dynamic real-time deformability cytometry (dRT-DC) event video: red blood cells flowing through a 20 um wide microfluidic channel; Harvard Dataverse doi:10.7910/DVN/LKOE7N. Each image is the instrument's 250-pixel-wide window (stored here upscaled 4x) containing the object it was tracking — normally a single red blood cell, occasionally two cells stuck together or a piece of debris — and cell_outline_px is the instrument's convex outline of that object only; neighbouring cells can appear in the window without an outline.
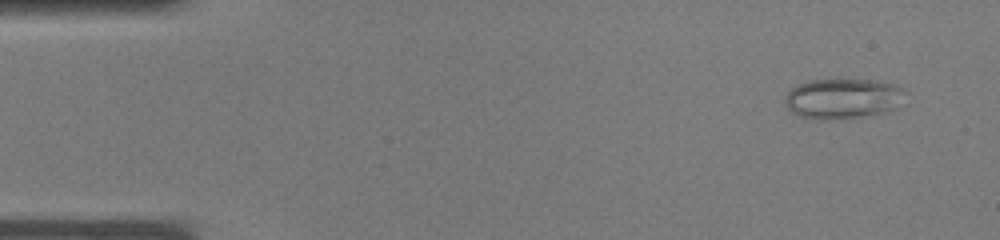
{"species": "common noctule bat (a hibernating species)", "species_latin": "Nyctalus noctula", "temperature_condition": "warm", "stored_images_in_passage": 35, "camera_frame_rate_fps": 3000, "um_per_image_px": 0.085, "animal": {"sex": "male", "body_mass_g": 19.0, "forearm_length_mm": 50.8}, "frame": {"image": 1, "passage_image": 1, "time_ms": 0.0, "image_size_px": [1000, 240], "cell_outline_px": [[908, 92], [900, 108], [884, 112], [864, 116], [820, 120], [816, 120], [800, 116], [792, 112], [788, 108], [784, 100], [788, 92], [796, 84], [808, 80], [828, 76], [836, 76], [876, 80], [892, 84]], "centroid_in_image_um": [71.66, 8.32], "position_along_channel_um": 13.3, "area_um2": 29.54}}
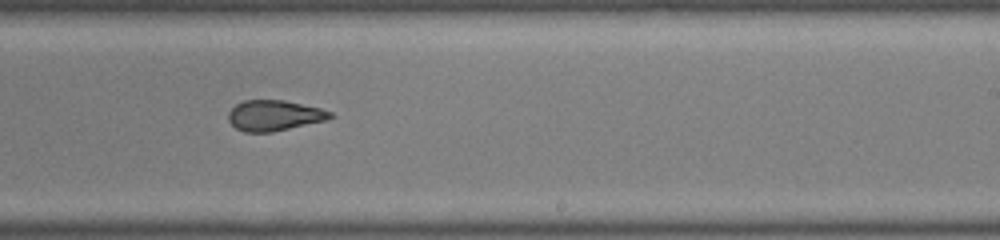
{"frame": {"image": 2, "passage_image": 21, "time_ms": 6.667, "image_size_px": [1000, 240], "cell_outline_px": [[336, 116], [328, 120], [272, 132], [244, 132], [236, 128], [228, 120], [228, 112], [236, 104], [244, 100], [284, 100], [320, 108], [332, 112]], "centroid_in_image_um": [23.33, 9.82], "position_along_channel_um": 265.7, "area_um2": 18.26}}
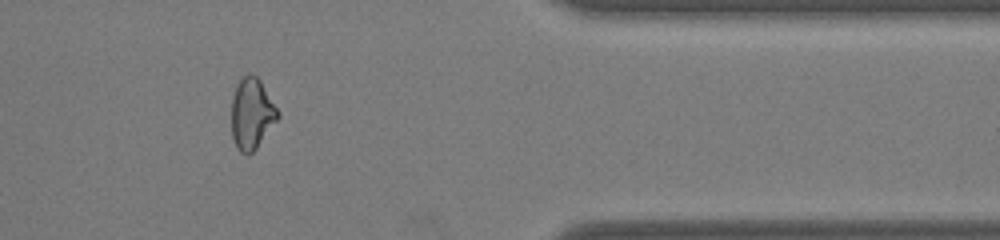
{"frame": {"image": 3, "passage_image": 29, "time_ms": 9.333, "image_size_px": [1000, 240], "cell_outline_px": [[280, 116], [256, 148], [248, 156], [240, 152], [236, 148], [232, 136], [232, 96], [236, 84], [248, 72], [256, 76], [260, 80], [280, 112]], "centroid_in_image_um": [21.39, 9.66], "position_along_channel_um": 390.0, "area_um2": 19.25}}